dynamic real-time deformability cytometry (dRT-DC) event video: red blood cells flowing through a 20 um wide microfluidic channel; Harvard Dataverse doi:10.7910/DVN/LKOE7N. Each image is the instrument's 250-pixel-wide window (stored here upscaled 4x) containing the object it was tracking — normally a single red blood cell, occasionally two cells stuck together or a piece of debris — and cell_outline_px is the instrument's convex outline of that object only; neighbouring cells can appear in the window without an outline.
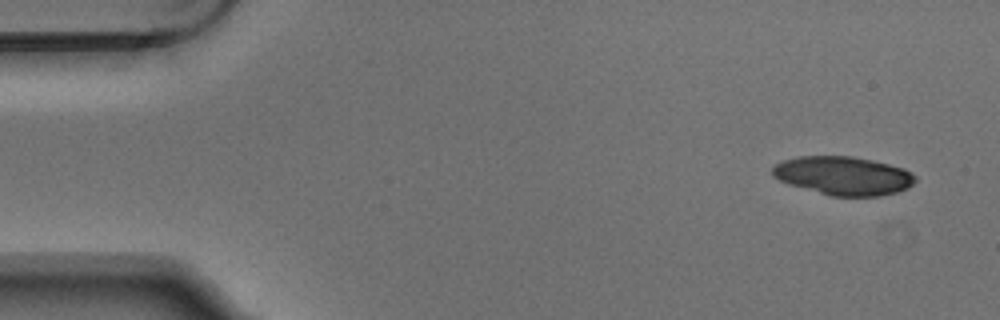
{"species": "Egyptian fruit bat (a non-hibernating species)", "species_latin": "Rousettus aegyptiacus", "temperature_condition": "warm", "stored_images_in_passage": 4, "camera_frame_rate_fps": 3000, "um_per_image_px": 0.085, "animal": {"sex": "male"}, "frame": {"image": 1, "passage_image": 1, "time_ms": 0.0, "image_size_px": [1000, 320], "cell_outline_px": [[916, 180], [908, 188], [896, 192], [880, 196], [832, 196], [788, 184], [772, 176], [772, 168], [776, 164], [784, 160], [796, 156], [852, 156], [872, 160], [904, 168], [912, 172], [916, 176]], "centroid_in_image_um": [71.69, 14.93], "position_along_channel_um": 13.3, "area_um2": 32.14}}
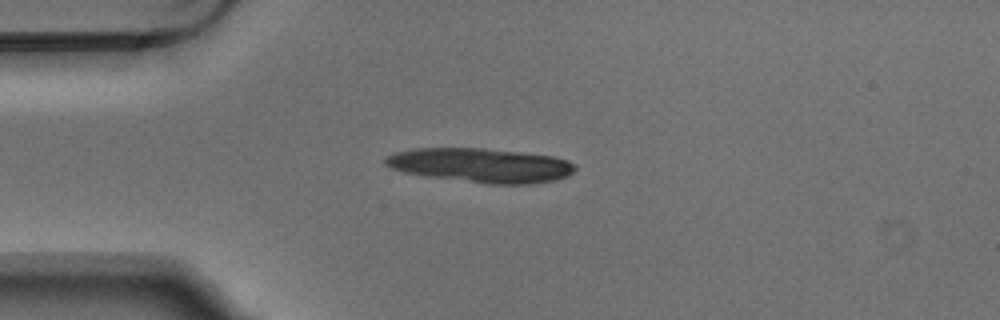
{"frame": {"image": 2, "passage_image": 4, "time_ms": 1.0, "image_size_px": [1000, 320], "cell_outline_px": [[576, 168], [568, 176], [556, 180], [528, 184], [492, 184], [428, 176], [404, 172], [392, 168], [384, 164], [384, 156], [396, 152], [416, 148], [484, 148], [520, 152], [552, 156], [568, 160], [576, 164]], "centroid_in_image_um": [40.89, 14.04], "position_along_channel_um": 44.1, "area_um2": 37.8}}